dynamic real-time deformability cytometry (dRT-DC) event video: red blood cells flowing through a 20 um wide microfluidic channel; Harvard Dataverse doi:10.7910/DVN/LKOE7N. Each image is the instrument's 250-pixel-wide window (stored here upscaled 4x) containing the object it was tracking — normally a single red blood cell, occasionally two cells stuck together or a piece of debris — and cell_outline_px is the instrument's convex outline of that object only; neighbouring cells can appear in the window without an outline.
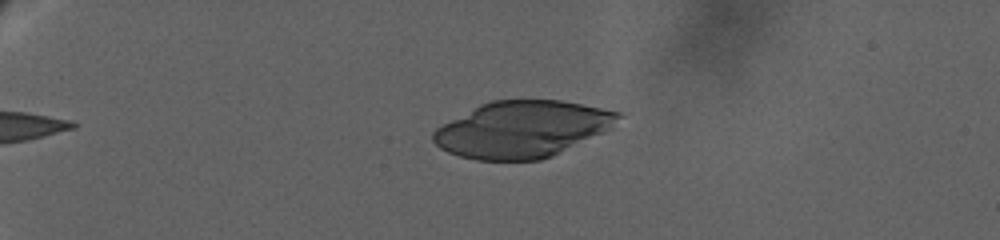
{"species": "human", "species_latin": "Homo sapiens", "temperature_condition": "warm", "stored_images_in_passage": 7, "camera_frame_rate_fps": 3000, "um_per_image_px": 0.085, "donor": {"sex": "female"}, "frame": {"image": 1, "passage_image": 1, "time_ms": 0.0, "image_size_px": [1000, 240], "cell_outline_px": [[624, 116], [604, 132], [552, 156], [540, 160], [476, 160], [460, 156], [448, 152], [440, 148], [432, 140], [432, 132], [436, 128], [480, 104], [492, 100], [560, 100], [620, 112]], "centroid_in_image_um": [44.38, 10.99], "position_along_channel_um": 40.6, "area_um2": 60.46}}